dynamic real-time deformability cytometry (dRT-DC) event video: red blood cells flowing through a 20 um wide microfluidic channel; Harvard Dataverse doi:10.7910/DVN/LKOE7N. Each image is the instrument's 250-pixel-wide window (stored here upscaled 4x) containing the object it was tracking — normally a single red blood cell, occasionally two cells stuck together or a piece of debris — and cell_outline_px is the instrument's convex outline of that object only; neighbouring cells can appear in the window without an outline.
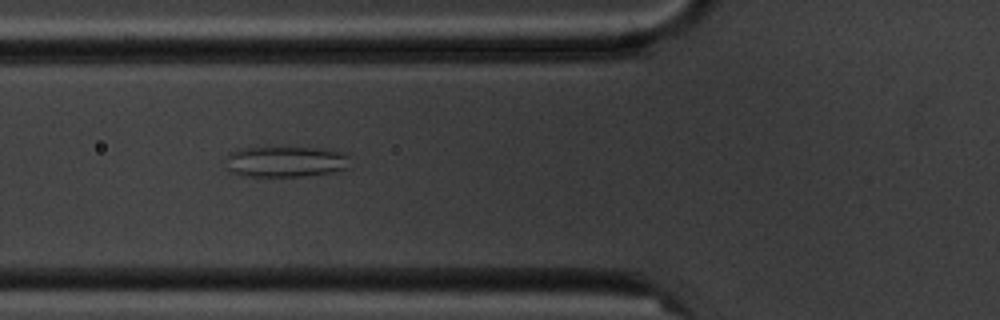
{"species": "common noctule bat (a hibernating species)", "species_latin": "Nyctalus noctula", "temperature_condition": "cold", "stored_images_in_passage": 16, "camera_frame_rate_fps": 3000, "um_per_image_px": 0.085, "animal": {"sex": "male", "body_mass_g": 20.1, "forearm_length_mm": 53.5}, "frame": {"image": 1, "passage_image": 7, "time_ms": 7.667, "image_size_px": [1000, 320], "cell_outline_px": [[348, 168], [332, 172], [300, 176], [240, 176], [228, 172], [228, 152], [236, 148], [284, 144], [328, 148], [344, 152], [348, 156]], "centroid_in_image_um": [24.25, 13.66], "position_along_channel_um": 101.6, "area_um2": 23.76}}
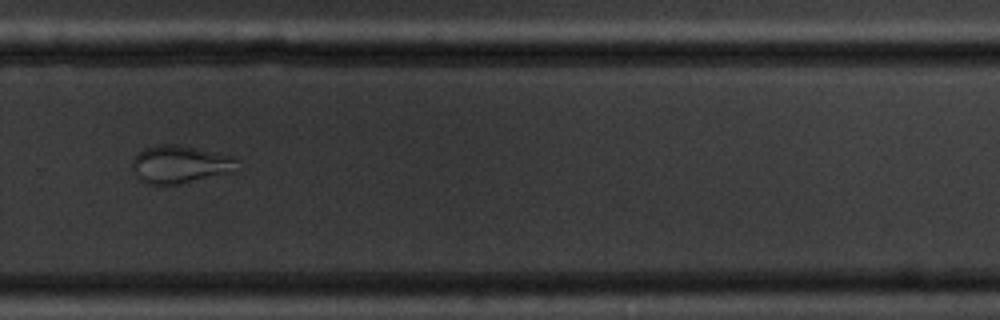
{"frame": {"image": 2, "passage_image": 12, "time_ms": 13.667, "image_size_px": [1000, 320], "cell_outline_px": [[236, 172], [176, 184], [148, 184], [140, 180], [136, 176], [132, 168], [132, 160], [144, 148], [156, 144], [176, 144], [216, 152], [232, 156], [236, 160]], "centroid_in_image_um": [15.29, 13.96], "position_along_channel_um": 314.5, "area_um2": 23.06}, "authors_computed_cell_mechanics": {"area_um2": 28.4087, "velocity_mm_per_s": 3.5342, "shape_relaxation_time_tau1_ms": null, "shape_relaxation_time_tau2_ms": 3.8764, "deformation_change_tau1": null, "deformation_change_tau2": 0.0893}}